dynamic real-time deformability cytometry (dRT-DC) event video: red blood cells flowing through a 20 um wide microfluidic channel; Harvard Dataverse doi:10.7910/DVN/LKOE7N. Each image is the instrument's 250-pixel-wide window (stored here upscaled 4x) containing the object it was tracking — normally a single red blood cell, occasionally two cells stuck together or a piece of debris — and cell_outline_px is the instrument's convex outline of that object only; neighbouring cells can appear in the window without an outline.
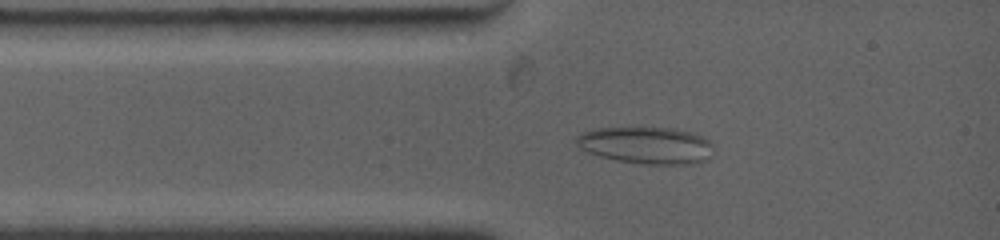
{"species": "common noctule bat (a hibernating species)", "species_latin": "Nyctalus noctula", "temperature_condition": "warm", "stored_images_in_passage": 6, "camera_frame_rate_fps": 4500, "um_per_image_px": 0.085, "animal": {"sex": "female", "body_mass_g": 19.0, "forearm_length_mm": 53.3}, "frame": {"image": 1, "passage_image": 3, "time_ms": 1.333, "image_size_px": [1000, 240], "cell_outline_px": [[712, 156], [708, 160], [696, 164], [640, 164], [616, 160], [600, 156], [588, 152], [580, 148], [576, 144], [576, 136], [584, 132], [596, 128], [672, 128], [688, 132], [700, 136], [708, 140], [712, 144]], "centroid_in_image_um": [54.95, 12.37], "position_along_channel_um": 30.1, "area_um2": 29.54}}
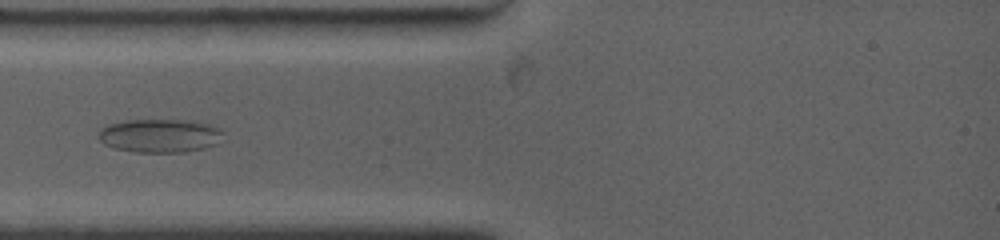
{"frame": {"image": 2, "passage_image": 5, "time_ms": 2.667, "image_size_px": [1000, 240], "cell_outline_px": [[224, 132], [220, 144], [204, 148], [184, 152], [136, 152], [116, 148], [104, 144], [100, 140], [100, 132], [104, 128], [112, 124], [128, 120], [192, 120], [208, 124]], "centroid_in_image_um": [13.67, 11.54], "position_along_channel_um": 71.3, "area_um2": 24.16}}